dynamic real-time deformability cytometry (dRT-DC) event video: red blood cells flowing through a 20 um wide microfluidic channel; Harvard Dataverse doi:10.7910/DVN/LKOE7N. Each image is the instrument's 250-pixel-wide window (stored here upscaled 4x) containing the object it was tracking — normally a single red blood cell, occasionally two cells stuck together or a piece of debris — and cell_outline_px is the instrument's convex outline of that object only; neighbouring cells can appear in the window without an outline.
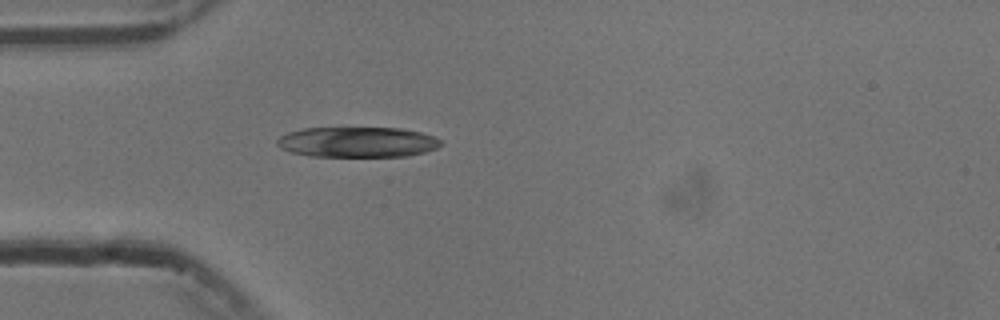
{"species": "common noctule bat (a hibernating species)", "species_latin": "Nyctalus noctula", "temperature_condition": "cold", "stored_images_in_passage": 22, "camera_frame_rate_fps": 3000, "um_per_image_px": 0.085, "animal": {"sex": "male", "body_mass_g": 13.3}, "frame": {"image": 1, "passage_image": 1, "time_ms": 0.0, "image_size_px": [1000, 320], "cell_outline_px": [[444, 144], [436, 148], [424, 152], [408, 156], [308, 156], [292, 152], [280, 148], [276, 144], [276, 140], [280, 136], [288, 132], [304, 128], [400, 128], [420, 132], [432, 136], [440, 140]], "centroid_in_image_um": [30.36, 12.07], "position_along_channel_um": 54.6, "area_um2": 28.96}}
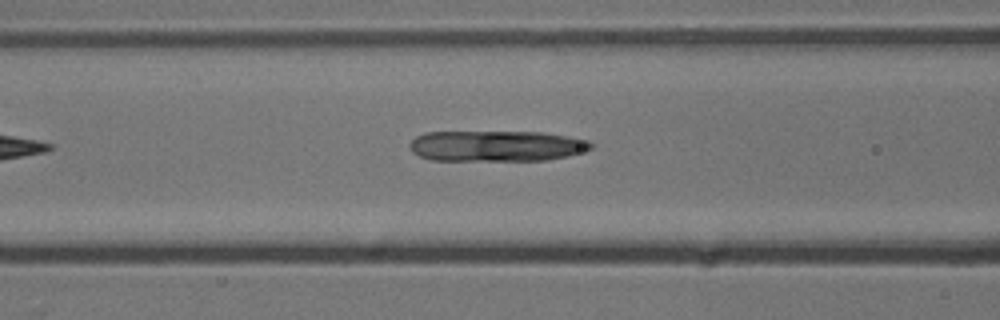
{"frame": {"image": 2, "passage_image": 7, "time_ms": 2.0, "image_size_px": [1000, 320], "cell_outline_px": [[596, 144], [592, 148], [568, 156], [548, 160], [432, 160], [420, 156], [412, 152], [408, 148], [408, 144], [416, 136], [424, 132], [544, 132], [588, 140]], "centroid_in_image_um": [42.19, 12.4], "position_along_channel_um": 124.4, "area_um2": 32.71}}
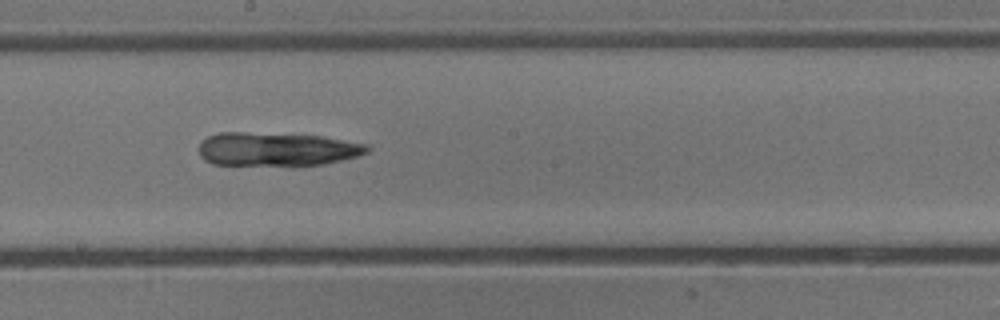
{"frame": {"image": 3, "passage_image": 15, "time_ms": 4.667, "image_size_px": [1000, 320], "cell_outline_px": [[372, 148], [368, 152], [356, 156], [324, 164], [296, 168], [292, 168], [212, 164], [204, 160], [200, 156], [200, 144], [208, 136], [220, 132], [244, 132], [320, 136], [368, 144]], "centroid_in_image_um": [23.53, 12.73], "position_along_channel_um": 224.7, "area_um2": 34.04}}